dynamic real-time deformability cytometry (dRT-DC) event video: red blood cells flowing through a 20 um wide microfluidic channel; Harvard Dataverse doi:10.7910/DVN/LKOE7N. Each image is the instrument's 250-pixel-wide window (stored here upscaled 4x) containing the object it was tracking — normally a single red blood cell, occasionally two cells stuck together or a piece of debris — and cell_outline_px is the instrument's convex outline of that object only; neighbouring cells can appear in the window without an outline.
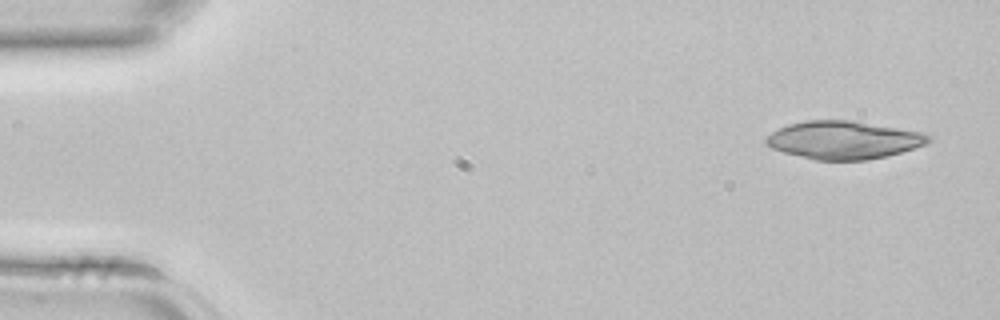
{"species": "common noctule bat (a hibernating species)", "species_latin": "Nyctalus noctula", "temperature_condition": "room temperature", "stored_images_in_passage": 4, "camera_frame_rate_fps": 3000, "um_per_image_px": 0.085, "animal": {"sex": "female", "body_mass_g": 22.7, "forearm_length_mm": 54.2}, "frame": {"image": 1, "passage_image": 1, "time_ms": 0.0, "image_size_px": [1000, 320], "cell_outline_px": [[932, 140], [928, 144], [888, 156], [868, 160], [816, 160], [784, 152], [772, 148], [764, 144], [764, 140], [772, 132], [788, 124], [804, 120], [856, 120], [924, 132], [932, 136]], "centroid_in_image_um": [71.77, 11.89], "position_along_channel_um": 13.2, "area_um2": 36.41}}
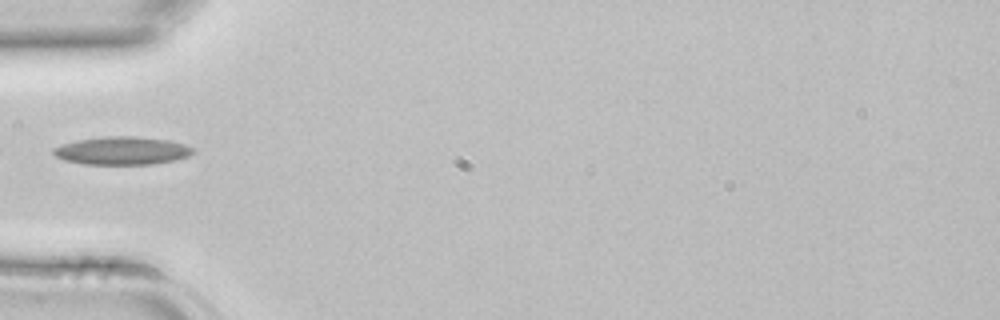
{"frame": {"image": 2, "passage_image": 4, "time_ms": 1.0, "image_size_px": [1000, 320], "cell_outline_px": [[192, 152], [188, 156], [176, 160], [152, 164], [84, 164], [64, 160], [56, 156], [52, 152], [52, 148], [64, 144], [80, 140], [108, 136], [136, 136], [168, 140], [184, 144], [192, 148]], "centroid_in_image_um": [10.37, 12.81], "position_along_channel_um": 74.6, "area_um2": 22.54}}